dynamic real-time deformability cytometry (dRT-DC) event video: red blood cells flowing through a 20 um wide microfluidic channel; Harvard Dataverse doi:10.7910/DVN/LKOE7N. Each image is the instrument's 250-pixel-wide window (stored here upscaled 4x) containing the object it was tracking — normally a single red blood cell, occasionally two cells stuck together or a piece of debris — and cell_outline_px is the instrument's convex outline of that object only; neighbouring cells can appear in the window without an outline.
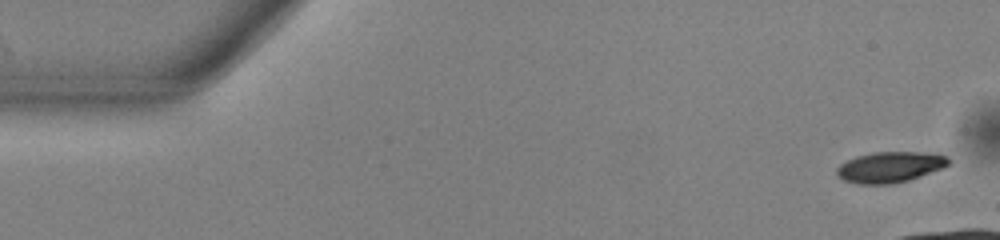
{"species": "common noctule bat (a hibernating species)", "species_latin": "Nyctalus noctula", "temperature_condition": "warm", "stored_images_in_passage": 19, "camera_frame_rate_fps": 3000, "um_per_image_px": 0.085, "animal": {"sex": "male", "body_mass_g": 13.0, "forearm_length_mm": 53.1}, "frame": {"image": 1, "passage_image": 1, "time_ms": 0.0, "image_size_px": [1000, 240], "cell_outline_px": [[952, 160], [948, 164], [940, 168], [920, 176], [908, 180], [892, 184], [856, 184], [844, 180], [836, 176], [836, 168], [840, 164], [856, 156], [872, 152], [936, 152], [948, 156]], "centroid_in_image_um": [75.64, 14.19], "position_along_channel_um": 9.4, "area_um2": 20.23}}
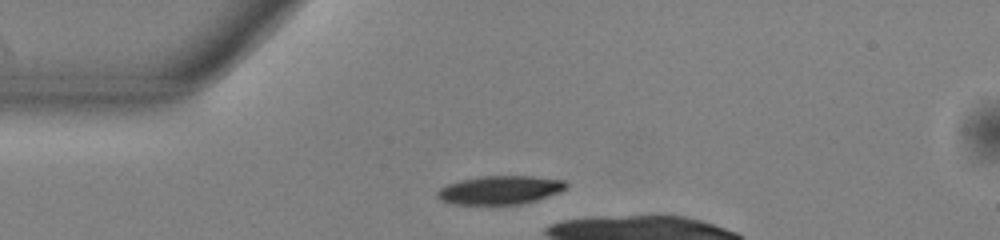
{"frame": {"image": 2, "passage_image": 12, "time_ms": 3.667, "image_size_px": [1000, 240], "cell_outline_px": [[568, 188], [560, 192], [536, 200], [520, 204], [452, 204], [440, 200], [436, 196], [436, 192], [440, 188], [448, 184], [460, 180], [484, 176], [532, 176], [564, 180], [568, 184]], "centroid_in_image_um": [42.51, 16.15], "position_along_channel_um": 42.5, "area_um2": 21.44}}
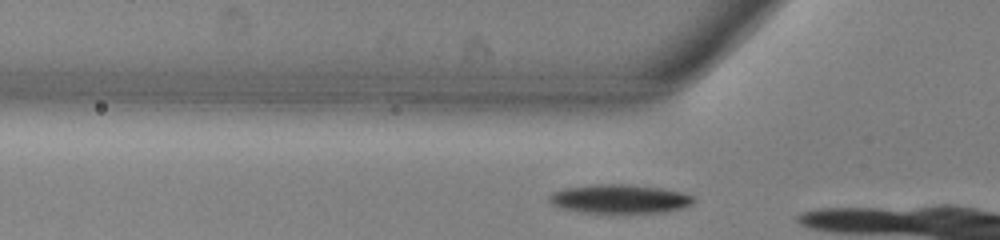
{"frame": {"image": 3, "passage_image": 16, "time_ms": 5.0, "image_size_px": [1000, 240], "cell_outline_px": [[696, 200], [692, 204], [684, 208], [668, 212], [628, 216], [580, 212], [560, 208], [552, 204], [548, 200], [548, 196], [552, 192], [564, 188], [592, 184], [628, 184], [660, 188], [680, 192], [692, 196]], "centroid_in_image_um": [52.67, 16.96], "position_along_channel_um": 73.1, "area_um2": 25.61}}